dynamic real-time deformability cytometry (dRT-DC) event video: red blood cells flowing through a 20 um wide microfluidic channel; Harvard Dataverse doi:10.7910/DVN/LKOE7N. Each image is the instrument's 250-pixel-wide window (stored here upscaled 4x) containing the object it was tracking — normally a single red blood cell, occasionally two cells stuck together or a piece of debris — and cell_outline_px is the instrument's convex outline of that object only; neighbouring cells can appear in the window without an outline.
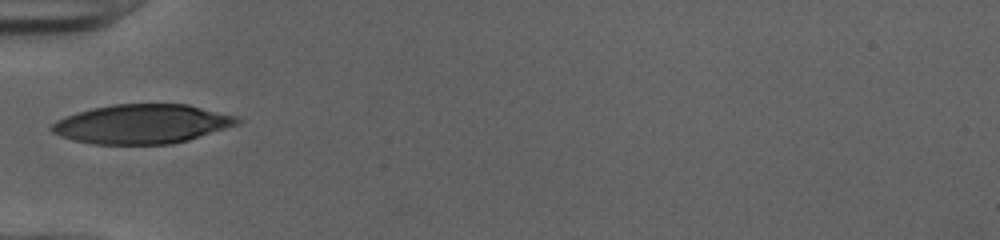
{"species": "human", "species_latin": "Homo sapiens", "temperature_condition": "cold", "stored_images_in_passage": 34, "camera_frame_rate_fps": 3000, "um_per_image_px": 0.085, "donor": {"sex": "female"}, "frame": {"image": 1, "passage_image": 1, "time_ms": 0.0, "image_size_px": [1000, 240], "cell_outline_px": [[240, 120], [236, 124], [188, 140], [172, 144], [92, 144], [72, 140], [60, 136], [52, 132], [48, 128], [56, 120], [92, 108], [112, 104], [188, 104], [236, 116]], "centroid_in_image_um": [12.02, 10.54], "position_along_channel_um": 73.0, "area_um2": 42.14}}
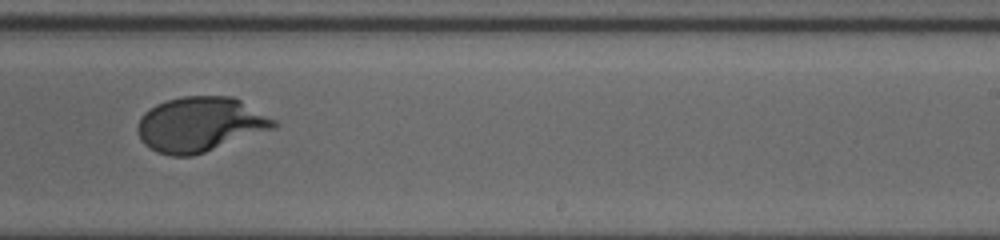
{"frame": {"image": 2, "passage_image": 16, "time_ms": 5.0, "image_size_px": [1000, 240], "cell_outline_px": [[280, 124], [276, 128], [192, 156], [172, 156], [156, 152], [144, 144], [140, 140], [136, 128], [140, 116], [144, 112], [156, 104], [168, 100], [184, 96], [232, 96], [240, 100], [276, 120]], "centroid_in_image_um": [16.99, 10.57], "position_along_channel_um": 272.0, "area_um2": 43.52}}
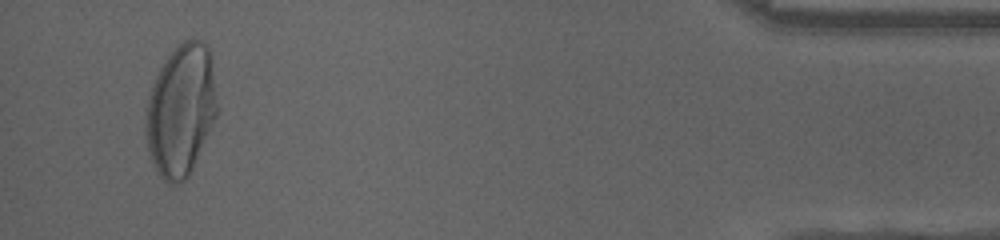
{"frame": {"image": 3, "passage_image": 32, "time_ms": 10.333, "image_size_px": [1000, 240], "cell_outline_px": [[216, 116], [192, 168], [188, 176], [184, 180], [176, 184], [168, 184], [156, 172], [148, 152], [144, 132], [144, 120], [148, 100], [152, 84], [160, 68], [168, 56], [184, 40], [192, 36], [208, 44], [212, 64], [216, 104]], "centroid_in_image_um": [15.34, 9.37], "position_along_channel_um": 419.9, "area_um2": 54.62}, "authors_computed_cell_mechanics": {"area_um2": 43.6101, "velocity_mm_per_s": 3.9934, "shape_relaxation_time_tau1_ms": 3.9232, "shape_relaxation_time_tau2_ms": null, "deformation_change_tau1": 0.2049, "deformation_change_tau2": null}}